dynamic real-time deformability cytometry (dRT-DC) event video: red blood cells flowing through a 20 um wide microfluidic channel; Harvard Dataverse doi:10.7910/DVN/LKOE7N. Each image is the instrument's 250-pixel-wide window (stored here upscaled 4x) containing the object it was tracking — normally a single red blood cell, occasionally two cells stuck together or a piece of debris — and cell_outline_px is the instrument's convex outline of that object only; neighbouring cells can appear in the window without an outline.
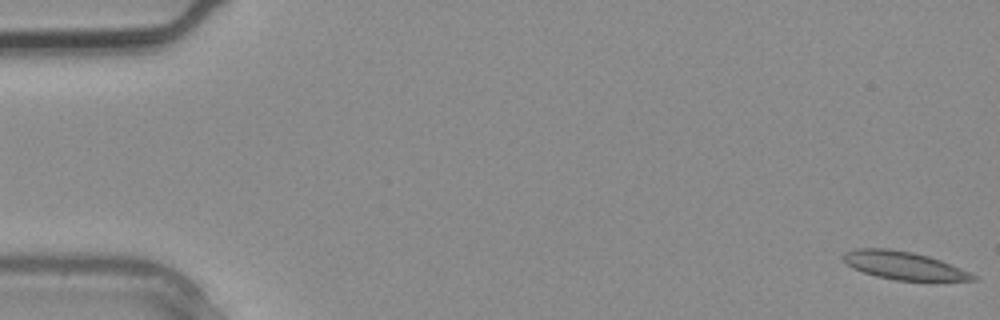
{"species": "common noctule bat (a hibernating species)", "species_latin": "Nyctalus noctula", "temperature_condition": "warm", "stored_images_in_passage": 4, "camera_frame_rate_fps": 3000, "um_per_image_px": 0.085, "animal": {"sex": "male", "body_mass_g": 20.4}, "frame": {"image": 1, "passage_image": 1, "time_ms": 0.0, "image_size_px": [1000, 320], "cell_outline_px": [[976, 280], [896, 280], [876, 276], [852, 268], [844, 260], [844, 252], [856, 248], [888, 248], [912, 252], [928, 256], [940, 260], [960, 268], [976, 276]], "centroid_in_image_um": [76.78, 22.55], "position_along_channel_um": 8.2, "area_um2": 20.75}}
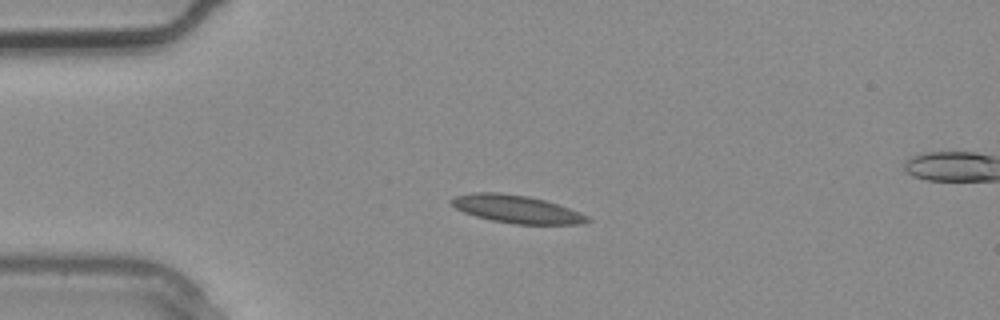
{"frame": {"image": 2, "passage_image": 3, "time_ms": 0.667, "image_size_px": [1000, 320], "cell_outline_px": [[592, 220], [580, 224], [516, 224], [492, 220], [476, 216], [464, 212], [456, 208], [448, 200], [456, 196], [472, 192], [500, 192], [528, 196], [544, 200], [580, 212], [588, 216]], "centroid_in_image_um": [43.9, 17.77], "position_along_channel_um": 41.1, "area_um2": 21.91}}